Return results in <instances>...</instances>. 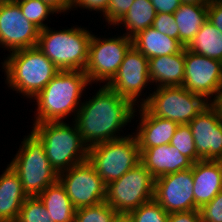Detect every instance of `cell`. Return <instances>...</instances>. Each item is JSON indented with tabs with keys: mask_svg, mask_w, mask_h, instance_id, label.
Listing matches in <instances>:
<instances>
[{
	"mask_svg": "<svg viewBox=\"0 0 222 222\" xmlns=\"http://www.w3.org/2000/svg\"><path fill=\"white\" fill-rule=\"evenodd\" d=\"M91 98L82 102L74 119L84 143L90 147L122 138L119 131L137 117L134 104L107 85Z\"/></svg>",
	"mask_w": 222,
	"mask_h": 222,
	"instance_id": "6da1fadb",
	"label": "cell"
},
{
	"mask_svg": "<svg viewBox=\"0 0 222 222\" xmlns=\"http://www.w3.org/2000/svg\"><path fill=\"white\" fill-rule=\"evenodd\" d=\"M91 85L84 71L59 70L35 97L37 113L34 124L62 122L70 114L75 119L84 89Z\"/></svg>",
	"mask_w": 222,
	"mask_h": 222,
	"instance_id": "7a4b0ae2",
	"label": "cell"
},
{
	"mask_svg": "<svg viewBox=\"0 0 222 222\" xmlns=\"http://www.w3.org/2000/svg\"><path fill=\"white\" fill-rule=\"evenodd\" d=\"M2 64L8 87L31 99L59 71L37 47L10 52Z\"/></svg>",
	"mask_w": 222,
	"mask_h": 222,
	"instance_id": "3957f363",
	"label": "cell"
},
{
	"mask_svg": "<svg viewBox=\"0 0 222 222\" xmlns=\"http://www.w3.org/2000/svg\"><path fill=\"white\" fill-rule=\"evenodd\" d=\"M62 122L33 124L32 132L44 144L46 156L52 167L61 173L72 166L87 161L89 147L84 143L77 125Z\"/></svg>",
	"mask_w": 222,
	"mask_h": 222,
	"instance_id": "277c9868",
	"label": "cell"
},
{
	"mask_svg": "<svg viewBox=\"0 0 222 222\" xmlns=\"http://www.w3.org/2000/svg\"><path fill=\"white\" fill-rule=\"evenodd\" d=\"M91 33L81 27L53 31L47 26L40 30L36 47L59 70L84 71L88 62Z\"/></svg>",
	"mask_w": 222,
	"mask_h": 222,
	"instance_id": "5b68a950",
	"label": "cell"
},
{
	"mask_svg": "<svg viewBox=\"0 0 222 222\" xmlns=\"http://www.w3.org/2000/svg\"><path fill=\"white\" fill-rule=\"evenodd\" d=\"M21 143L9 166L19 175L27 196H38L58 181L59 174L50 164L44 144L32 131Z\"/></svg>",
	"mask_w": 222,
	"mask_h": 222,
	"instance_id": "8992f818",
	"label": "cell"
},
{
	"mask_svg": "<svg viewBox=\"0 0 222 222\" xmlns=\"http://www.w3.org/2000/svg\"><path fill=\"white\" fill-rule=\"evenodd\" d=\"M133 134L89 147L87 160L105 185L119 179L140 163L139 144Z\"/></svg>",
	"mask_w": 222,
	"mask_h": 222,
	"instance_id": "52a82bcc",
	"label": "cell"
},
{
	"mask_svg": "<svg viewBox=\"0 0 222 222\" xmlns=\"http://www.w3.org/2000/svg\"><path fill=\"white\" fill-rule=\"evenodd\" d=\"M140 100L152 115L169 119L178 125L188 124L210 103L183 86L158 87Z\"/></svg>",
	"mask_w": 222,
	"mask_h": 222,
	"instance_id": "ba28073f",
	"label": "cell"
},
{
	"mask_svg": "<svg viewBox=\"0 0 222 222\" xmlns=\"http://www.w3.org/2000/svg\"><path fill=\"white\" fill-rule=\"evenodd\" d=\"M155 177L137 164L119 179L106 185L105 201L117 213H130L154 199Z\"/></svg>",
	"mask_w": 222,
	"mask_h": 222,
	"instance_id": "9c48e42d",
	"label": "cell"
},
{
	"mask_svg": "<svg viewBox=\"0 0 222 222\" xmlns=\"http://www.w3.org/2000/svg\"><path fill=\"white\" fill-rule=\"evenodd\" d=\"M102 39L92 34L89 43L88 62L84 72L91 85L95 82L108 85L116 76L125 53L132 46V39L124 34Z\"/></svg>",
	"mask_w": 222,
	"mask_h": 222,
	"instance_id": "30bf717a",
	"label": "cell"
},
{
	"mask_svg": "<svg viewBox=\"0 0 222 222\" xmlns=\"http://www.w3.org/2000/svg\"><path fill=\"white\" fill-rule=\"evenodd\" d=\"M58 180L76 210L106 199V185L88 160L59 173Z\"/></svg>",
	"mask_w": 222,
	"mask_h": 222,
	"instance_id": "8fae6325",
	"label": "cell"
},
{
	"mask_svg": "<svg viewBox=\"0 0 222 222\" xmlns=\"http://www.w3.org/2000/svg\"><path fill=\"white\" fill-rule=\"evenodd\" d=\"M182 86L202 96L209 103H213L222 91V62L194 53L185 47V72ZM209 97L213 100H209Z\"/></svg>",
	"mask_w": 222,
	"mask_h": 222,
	"instance_id": "7c38bea8",
	"label": "cell"
},
{
	"mask_svg": "<svg viewBox=\"0 0 222 222\" xmlns=\"http://www.w3.org/2000/svg\"><path fill=\"white\" fill-rule=\"evenodd\" d=\"M40 29L24 17L16 2L0 3V45L13 52L36 47Z\"/></svg>",
	"mask_w": 222,
	"mask_h": 222,
	"instance_id": "4fadbf2b",
	"label": "cell"
},
{
	"mask_svg": "<svg viewBox=\"0 0 222 222\" xmlns=\"http://www.w3.org/2000/svg\"><path fill=\"white\" fill-rule=\"evenodd\" d=\"M149 82L148 58L132 45L125 53L116 76L107 86L138 106L136 103L140 101L137 98L142 96L143 89L151 85Z\"/></svg>",
	"mask_w": 222,
	"mask_h": 222,
	"instance_id": "5bb4252c",
	"label": "cell"
},
{
	"mask_svg": "<svg viewBox=\"0 0 222 222\" xmlns=\"http://www.w3.org/2000/svg\"><path fill=\"white\" fill-rule=\"evenodd\" d=\"M192 168L155 179L154 199L168 213L195 210Z\"/></svg>",
	"mask_w": 222,
	"mask_h": 222,
	"instance_id": "9a60e30c",
	"label": "cell"
},
{
	"mask_svg": "<svg viewBox=\"0 0 222 222\" xmlns=\"http://www.w3.org/2000/svg\"><path fill=\"white\" fill-rule=\"evenodd\" d=\"M199 160H222V118L210 103L188 123Z\"/></svg>",
	"mask_w": 222,
	"mask_h": 222,
	"instance_id": "2e32d148",
	"label": "cell"
},
{
	"mask_svg": "<svg viewBox=\"0 0 222 222\" xmlns=\"http://www.w3.org/2000/svg\"><path fill=\"white\" fill-rule=\"evenodd\" d=\"M140 163L155 177L192 168L193 162L170 144L139 149Z\"/></svg>",
	"mask_w": 222,
	"mask_h": 222,
	"instance_id": "e0dca14e",
	"label": "cell"
},
{
	"mask_svg": "<svg viewBox=\"0 0 222 222\" xmlns=\"http://www.w3.org/2000/svg\"><path fill=\"white\" fill-rule=\"evenodd\" d=\"M195 210L222 191V160H199L192 165Z\"/></svg>",
	"mask_w": 222,
	"mask_h": 222,
	"instance_id": "ac0fdd59",
	"label": "cell"
},
{
	"mask_svg": "<svg viewBox=\"0 0 222 222\" xmlns=\"http://www.w3.org/2000/svg\"><path fill=\"white\" fill-rule=\"evenodd\" d=\"M138 108L140 118L135 134L139 149H148L163 144L168 145L178 124L169 119L152 115L143 105Z\"/></svg>",
	"mask_w": 222,
	"mask_h": 222,
	"instance_id": "d6986e66",
	"label": "cell"
},
{
	"mask_svg": "<svg viewBox=\"0 0 222 222\" xmlns=\"http://www.w3.org/2000/svg\"><path fill=\"white\" fill-rule=\"evenodd\" d=\"M0 175V222H16L28 197L19 175L9 166Z\"/></svg>",
	"mask_w": 222,
	"mask_h": 222,
	"instance_id": "ffe728a7",
	"label": "cell"
},
{
	"mask_svg": "<svg viewBox=\"0 0 222 222\" xmlns=\"http://www.w3.org/2000/svg\"><path fill=\"white\" fill-rule=\"evenodd\" d=\"M150 83L156 87L182 86L185 72V47L177 54L148 59Z\"/></svg>",
	"mask_w": 222,
	"mask_h": 222,
	"instance_id": "44dd1931",
	"label": "cell"
},
{
	"mask_svg": "<svg viewBox=\"0 0 222 222\" xmlns=\"http://www.w3.org/2000/svg\"><path fill=\"white\" fill-rule=\"evenodd\" d=\"M132 45L148 59L177 54L184 48L177 39L161 34L153 27H148L134 36Z\"/></svg>",
	"mask_w": 222,
	"mask_h": 222,
	"instance_id": "7402d4cb",
	"label": "cell"
},
{
	"mask_svg": "<svg viewBox=\"0 0 222 222\" xmlns=\"http://www.w3.org/2000/svg\"><path fill=\"white\" fill-rule=\"evenodd\" d=\"M208 5L181 3L173 13L179 28V42L187 47L207 19Z\"/></svg>",
	"mask_w": 222,
	"mask_h": 222,
	"instance_id": "603a6c76",
	"label": "cell"
},
{
	"mask_svg": "<svg viewBox=\"0 0 222 222\" xmlns=\"http://www.w3.org/2000/svg\"><path fill=\"white\" fill-rule=\"evenodd\" d=\"M38 197L53 222H74L76 209L59 180L43 190Z\"/></svg>",
	"mask_w": 222,
	"mask_h": 222,
	"instance_id": "cb8c5ba5",
	"label": "cell"
},
{
	"mask_svg": "<svg viewBox=\"0 0 222 222\" xmlns=\"http://www.w3.org/2000/svg\"><path fill=\"white\" fill-rule=\"evenodd\" d=\"M156 11L150 0H134L129 11L115 24L126 28L125 36L133 38L139 32L152 27Z\"/></svg>",
	"mask_w": 222,
	"mask_h": 222,
	"instance_id": "d4e9b609",
	"label": "cell"
},
{
	"mask_svg": "<svg viewBox=\"0 0 222 222\" xmlns=\"http://www.w3.org/2000/svg\"><path fill=\"white\" fill-rule=\"evenodd\" d=\"M186 48L222 62V32L207 20Z\"/></svg>",
	"mask_w": 222,
	"mask_h": 222,
	"instance_id": "484cf974",
	"label": "cell"
},
{
	"mask_svg": "<svg viewBox=\"0 0 222 222\" xmlns=\"http://www.w3.org/2000/svg\"><path fill=\"white\" fill-rule=\"evenodd\" d=\"M16 3L19 5L24 17L40 30L47 27V24H44L43 21L47 20L49 15L57 13L42 0H20Z\"/></svg>",
	"mask_w": 222,
	"mask_h": 222,
	"instance_id": "4316f807",
	"label": "cell"
},
{
	"mask_svg": "<svg viewBox=\"0 0 222 222\" xmlns=\"http://www.w3.org/2000/svg\"><path fill=\"white\" fill-rule=\"evenodd\" d=\"M48 215L49 212L38 196H28L16 222H53Z\"/></svg>",
	"mask_w": 222,
	"mask_h": 222,
	"instance_id": "83f0119b",
	"label": "cell"
},
{
	"mask_svg": "<svg viewBox=\"0 0 222 222\" xmlns=\"http://www.w3.org/2000/svg\"><path fill=\"white\" fill-rule=\"evenodd\" d=\"M169 144L177 148L182 155L188 157L193 163L197 161V150L188 124L178 125Z\"/></svg>",
	"mask_w": 222,
	"mask_h": 222,
	"instance_id": "f1b7e54d",
	"label": "cell"
},
{
	"mask_svg": "<svg viewBox=\"0 0 222 222\" xmlns=\"http://www.w3.org/2000/svg\"><path fill=\"white\" fill-rule=\"evenodd\" d=\"M116 213L106 201H103L97 205L77 209L74 222H110Z\"/></svg>",
	"mask_w": 222,
	"mask_h": 222,
	"instance_id": "f546056e",
	"label": "cell"
},
{
	"mask_svg": "<svg viewBox=\"0 0 222 222\" xmlns=\"http://www.w3.org/2000/svg\"><path fill=\"white\" fill-rule=\"evenodd\" d=\"M135 222H168V213L155 200L140 205L129 213Z\"/></svg>",
	"mask_w": 222,
	"mask_h": 222,
	"instance_id": "4dcf8cb0",
	"label": "cell"
},
{
	"mask_svg": "<svg viewBox=\"0 0 222 222\" xmlns=\"http://www.w3.org/2000/svg\"><path fill=\"white\" fill-rule=\"evenodd\" d=\"M198 210L201 222H222V191Z\"/></svg>",
	"mask_w": 222,
	"mask_h": 222,
	"instance_id": "1f68e13d",
	"label": "cell"
},
{
	"mask_svg": "<svg viewBox=\"0 0 222 222\" xmlns=\"http://www.w3.org/2000/svg\"><path fill=\"white\" fill-rule=\"evenodd\" d=\"M152 27L161 34H165L179 41V28L173 14L156 13Z\"/></svg>",
	"mask_w": 222,
	"mask_h": 222,
	"instance_id": "d6a6232c",
	"label": "cell"
},
{
	"mask_svg": "<svg viewBox=\"0 0 222 222\" xmlns=\"http://www.w3.org/2000/svg\"><path fill=\"white\" fill-rule=\"evenodd\" d=\"M134 0H110L108 8L103 15L108 24L115 25L130 9Z\"/></svg>",
	"mask_w": 222,
	"mask_h": 222,
	"instance_id": "836d02e7",
	"label": "cell"
},
{
	"mask_svg": "<svg viewBox=\"0 0 222 222\" xmlns=\"http://www.w3.org/2000/svg\"><path fill=\"white\" fill-rule=\"evenodd\" d=\"M110 0H73L71 8L81 7L88 9L89 11H98L102 12V15L105 14Z\"/></svg>",
	"mask_w": 222,
	"mask_h": 222,
	"instance_id": "e575fe53",
	"label": "cell"
},
{
	"mask_svg": "<svg viewBox=\"0 0 222 222\" xmlns=\"http://www.w3.org/2000/svg\"><path fill=\"white\" fill-rule=\"evenodd\" d=\"M207 19L222 32V0H213L208 5Z\"/></svg>",
	"mask_w": 222,
	"mask_h": 222,
	"instance_id": "d590c367",
	"label": "cell"
},
{
	"mask_svg": "<svg viewBox=\"0 0 222 222\" xmlns=\"http://www.w3.org/2000/svg\"><path fill=\"white\" fill-rule=\"evenodd\" d=\"M168 222H201L199 210L175 212L168 215Z\"/></svg>",
	"mask_w": 222,
	"mask_h": 222,
	"instance_id": "8d00e7d4",
	"label": "cell"
},
{
	"mask_svg": "<svg viewBox=\"0 0 222 222\" xmlns=\"http://www.w3.org/2000/svg\"><path fill=\"white\" fill-rule=\"evenodd\" d=\"M157 13L173 14L181 5L180 0H150Z\"/></svg>",
	"mask_w": 222,
	"mask_h": 222,
	"instance_id": "74e56055",
	"label": "cell"
},
{
	"mask_svg": "<svg viewBox=\"0 0 222 222\" xmlns=\"http://www.w3.org/2000/svg\"><path fill=\"white\" fill-rule=\"evenodd\" d=\"M52 7L57 13H65L68 10H73L71 8L73 0H42Z\"/></svg>",
	"mask_w": 222,
	"mask_h": 222,
	"instance_id": "f35d334b",
	"label": "cell"
},
{
	"mask_svg": "<svg viewBox=\"0 0 222 222\" xmlns=\"http://www.w3.org/2000/svg\"><path fill=\"white\" fill-rule=\"evenodd\" d=\"M110 222H135L129 213H116Z\"/></svg>",
	"mask_w": 222,
	"mask_h": 222,
	"instance_id": "ab89813d",
	"label": "cell"
},
{
	"mask_svg": "<svg viewBox=\"0 0 222 222\" xmlns=\"http://www.w3.org/2000/svg\"><path fill=\"white\" fill-rule=\"evenodd\" d=\"M181 3L196 4V5H209L213 0H180Z\"/></svg>",
	"mask_w": 222,
	"mask_h": 222,
	"instance_id": "60d3db41",
	"label": "cell"
},
{
	"mask_svg": "<svg viewBox=\"0 0 222 222\" xmlns=\"http://www.w3.org/2000/svg\"><path fill=\"white\" fill-rule=\"evenodd\" d=\"M212 104L218 109L222 118V91L218 94L217 98Z\"/></svg>",
	"mask_w": 222,
	"mask_h": 222,
	"instance_id": "b9f144b4",
	"label": "cell"
},
{
	"mask_svg": "<svg viewBox=\"0 0 222 222\" xmlns=\"http://www.w3.org/2000/svg\"><path fill=\"white\" fill-rule=\"evenodd\" d=\"M10 2V0H0V3Z\"/></svg>",
	"mask_w": 222,
	"mask_h": 222,
	"instance_id": "7bdbcfd3",
	"label": "cell"
},
{
	"mask_svg": "<svg viewBox=\"0 0 222 222\" xmlns=\"http://www.w3.org/2000/svg\"><path fill=\"white\" fill-rule=\"evenodd\" d=\"M18 1H20V0H10V2H18Z\"/></svg>",
	"mask_w": 222,
	"mask_h": 222,
	"instance_id": "ee69618b",
	"label": "cell"
}]
</instances>
